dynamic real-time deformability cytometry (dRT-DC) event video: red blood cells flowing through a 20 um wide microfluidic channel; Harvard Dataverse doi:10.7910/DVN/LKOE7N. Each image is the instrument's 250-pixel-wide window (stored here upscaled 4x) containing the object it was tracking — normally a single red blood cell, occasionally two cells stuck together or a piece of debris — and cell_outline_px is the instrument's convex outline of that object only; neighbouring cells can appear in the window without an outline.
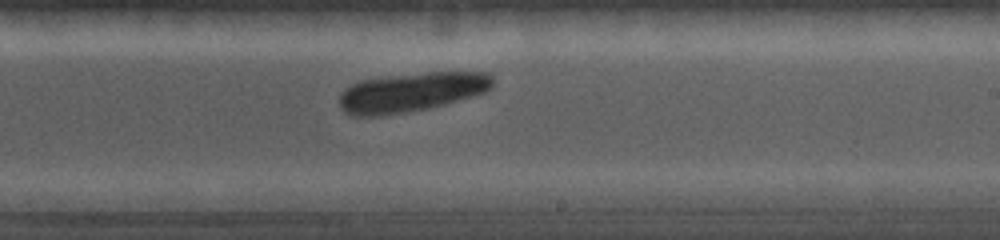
{"species": "common noctule bat (a hibernating species)", "species_latin": "Nyctalus noctula", "temperature_condition": "cold", "stored_images_in_passage": 20, "camera_frame_rate_fps": 5000, "um_per_image_px": 0.085, "animal": {"sex": "female", "body_mass_g": 19.0, "forearm_length_mm": 56.7}, "frame": {"image": 1, "passage_image": 12, "time_ms": 5.8, "image_size_px": [1000, 240], "cell_outline_px": [[492, 88], [484, 92], [472, 96], [444, 104], [428, 108], [380, 116], [352, 116], [344, 112], [340, 108], [340, 92], [344, 88], [360, 80], [388, 76], [428, 72], [488, 72], [492, 76]], "centroid_in_image_um": [34.93, 7.83], "position_along_channel_um": 254.1, "area_um2": 35.08}}
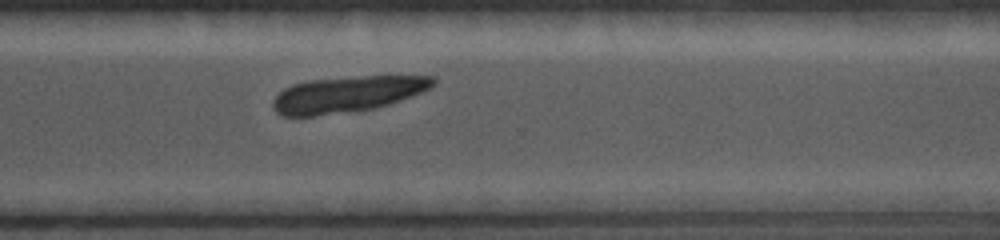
{"frame": {"image": 2, "passage_image": 16, "time_ms": 7.8, "image_size_px": [1000, 240], "cell_outline_px": [[436, 84], [432, 88], [400, 100], [388, 104], [372, 108], [316, 116], [280, 116], [276, 112], [272, 104], [272, 100], [284, 88], [292, 84], [308, 80], [364, 76], [436, 76]], "centroid_in_image_um": [29.51, 8.0], "position_along_channel_um": 341.1, "area_um2": 33.52}}
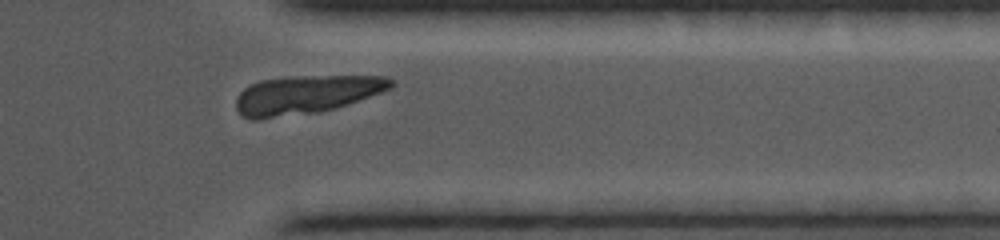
{"frame": {"image": 3, "passage_image": 18, "time_ms": 8.8, "image_size_px": [1000, 240], "cell_outline_px": [[396, 84], [392, 88], [348, 104], [320, 112], [256, 120], [252, 120], [244, 116], [236, 108], [236, 96], [248, 84], [260, 80], [304, 76], [384, 76], [396, 80]], "centroid_in_image_um": [26.02, 8.04], "position_along_channel_um": 385.4, "area_um2": 34.85}}